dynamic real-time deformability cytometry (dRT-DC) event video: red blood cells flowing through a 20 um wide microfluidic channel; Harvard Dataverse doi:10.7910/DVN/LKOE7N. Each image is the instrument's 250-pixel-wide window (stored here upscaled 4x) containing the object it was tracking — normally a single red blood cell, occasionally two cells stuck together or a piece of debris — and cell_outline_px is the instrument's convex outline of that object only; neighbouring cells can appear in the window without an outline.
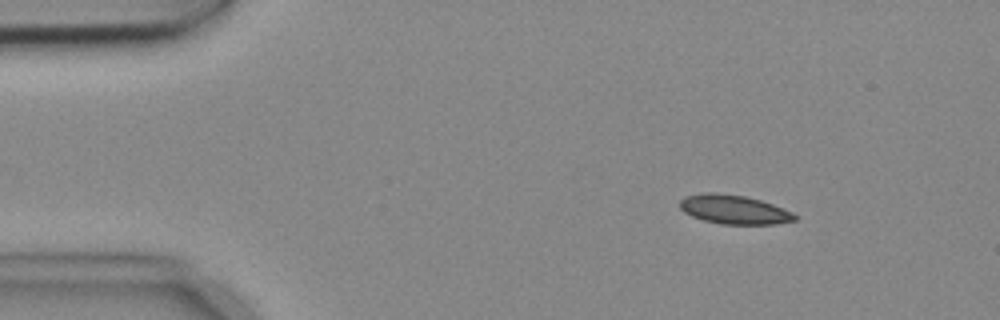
{"species": "common noctule bat (a hibernating species)", "species_latin": "Nyctalus noctula", "temperature_condition": "cold", "stored_images_in_passage": 5, "camera_frame_rate_fps": 3000, "um_per_image_px": 0.085, "animal": {"sex": "female", "body_mass_g": 18.4}, "frame": {"image": 1, "passage_image": 2, "time_ms": 0.333, "image_size_px": [1000, 320], "cell_outline_px": [[796, 220], [776, 224], [720, 224], [704, 220], [692, 216], [684, 212], [680, 208], [680, 200], [684, 196], [704, 192], [716, 192], [744, 196], [760, 200], [784, 208], [792, 212], [796, 216]], "centroid_in_image_um": [62.37, 17.8], "position_along_channel_um": 22.6, "area_um2": 19.48}}
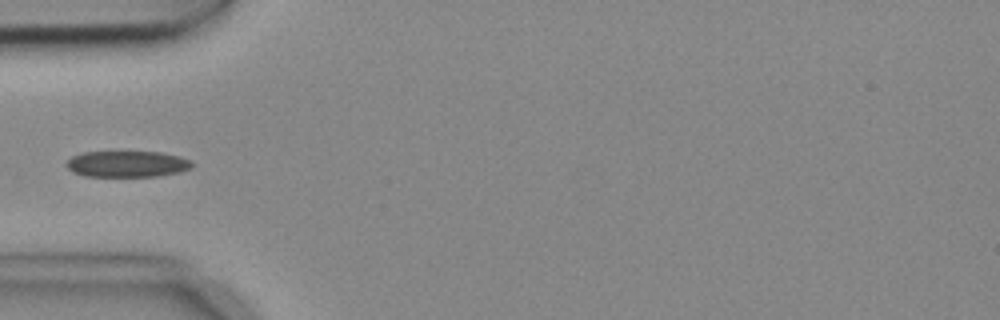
{"frame": {"image": 2, "passage_image": 5, "time_ms": 1.333, "image_size_px": [1000, 320], "cell_outline_px": [[196, 164], [192, 168], [180, 172], [156, 176], [84, 176], [72, 172], [68, 168], [68, 160], [72, 156], [84, 152], [160, 152], [180, 156]], "centroid_in_image_um": [10.85, 13.94], "position_along_channel_um": 74.2, "area_um2": 19.13}}